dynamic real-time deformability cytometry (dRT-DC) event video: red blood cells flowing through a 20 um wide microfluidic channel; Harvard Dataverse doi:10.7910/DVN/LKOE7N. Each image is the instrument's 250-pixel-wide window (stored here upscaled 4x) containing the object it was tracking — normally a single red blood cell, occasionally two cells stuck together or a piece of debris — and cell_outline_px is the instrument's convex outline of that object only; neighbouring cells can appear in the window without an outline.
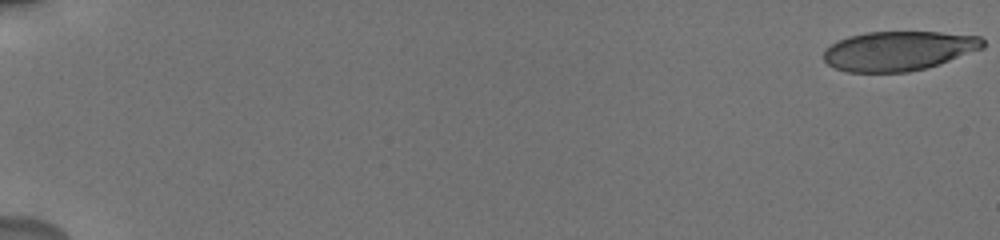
{"species": "human", "species_latin": "Homo sapiens", "temperature_condition": "cold", "stored_images_in_passage": 34, "camera_frame_rate_fps": 3000, "um_per_image_px": 0.085, "donor": {"sex": "male"}, "frame": {"image": 1, "passage_image": 1, "time_ms": 0.0, "image_size_px": [1000, 240], "cell_outline_px": [[984, 48], [940, 64], [908, 72], [848, 72], [836, 68], [828, 64], [824, 60], [824, 52], [836, 40], [848, 36], [868, 32], [940, 32], [980, 36], [984, 40]], "centroid_in_image_um": [76.4, 4.32], "position_along_channel_um": 8.6, "area_um2": 36.65}}
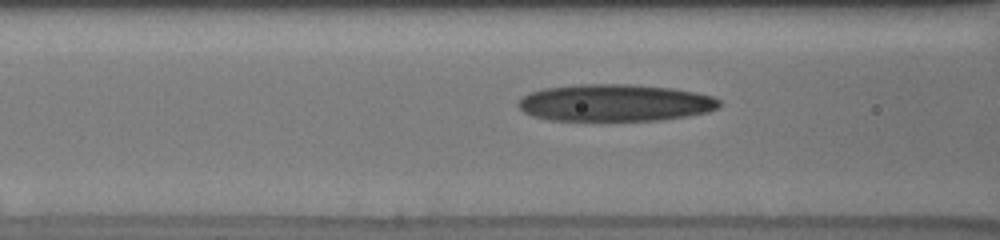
{"frame": {"image": 2, "passage_image": 25, "time_ms": 8.0, "image_size_px": [1000, 240], "cell_outline_px": [[720, 108], [708, 112], [688, 116], [660, 120], [608, 124], [548, 120], [532, 116], [524, 112], [516, 104], [528, 92], [544, 88], [576, 84], [628, 84], [672, 88], [712, 96], [720, 100]], "centroid_in_image_um": [52.23, 8.79], "position_along_channel_um": 114.4, "area_um2": 45.14}}
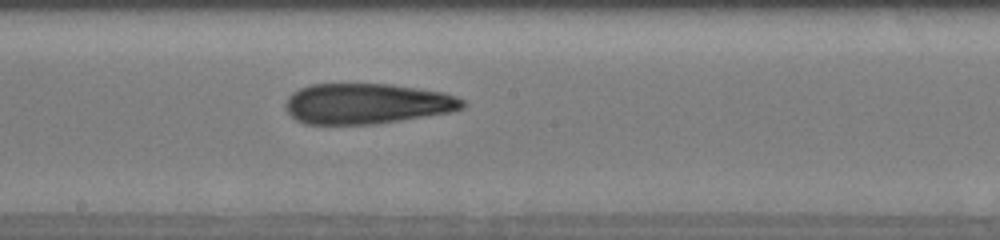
{"frame": {"image": 3, "passage_image": 33, "time_ms": 10.667, "image_size_px": [1000, 240], "cell_outline_px": [[464, 108], [452, 112], [376, 124], [304, 124], [296, 120], [288, 112], [284, 104], [288, 96], [292, 92], [308, 84], [392, 84], [444, 92], [456, 96], [464, 100]], "centroid_in_image_um": [31.18, 8.81], "position_along_channel_um": 217.0, "area_um2": 42.08}}